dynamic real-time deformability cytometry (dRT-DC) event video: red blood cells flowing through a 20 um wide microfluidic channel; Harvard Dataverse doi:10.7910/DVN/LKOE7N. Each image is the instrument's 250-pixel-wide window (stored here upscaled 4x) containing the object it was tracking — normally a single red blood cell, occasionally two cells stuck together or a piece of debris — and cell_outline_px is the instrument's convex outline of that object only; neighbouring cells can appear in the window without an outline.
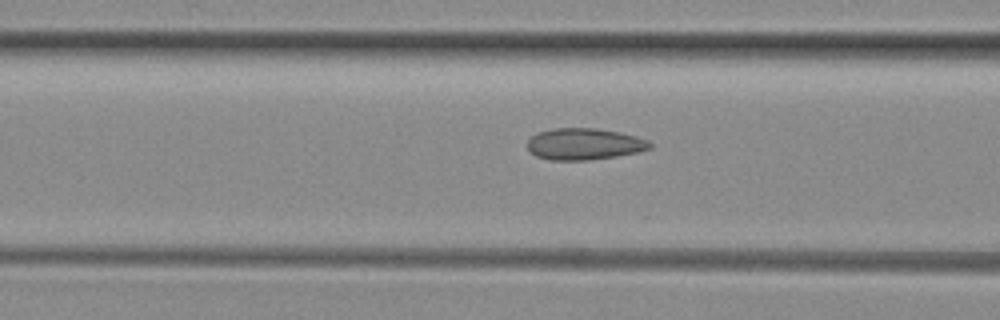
{"species": "common noctule bat (a hibernating species)", "species_latin": "Nyctalus noctula", "temperature_condition": "room temperature", "stored_images_in_passage": 8, "camera_frame_rate_fps": 3000, "um_per_image_px": 0.085, "animal": {"sex": "female", "body_mass_g": 29.2, "forearm_length_mm": 56.3}, "frame": {"image": 1, "passage_image": 6, "time_ms": 1.667, "image_size_px": [1000, 320], "cell_outline_px": [[652, 148], [636, 152], [616, 156], [588, 160], [552, 160], [536, 156], [528, 148], [528, 140], [536, 132], [552, 128], [596, 128], [620, 132], [636, 136], [648, 140], [652, 144]], "centroid_in_image_um": [49.66, 12.23], "position_along_channel_um": 116.9, "area_um2": 22.54}}